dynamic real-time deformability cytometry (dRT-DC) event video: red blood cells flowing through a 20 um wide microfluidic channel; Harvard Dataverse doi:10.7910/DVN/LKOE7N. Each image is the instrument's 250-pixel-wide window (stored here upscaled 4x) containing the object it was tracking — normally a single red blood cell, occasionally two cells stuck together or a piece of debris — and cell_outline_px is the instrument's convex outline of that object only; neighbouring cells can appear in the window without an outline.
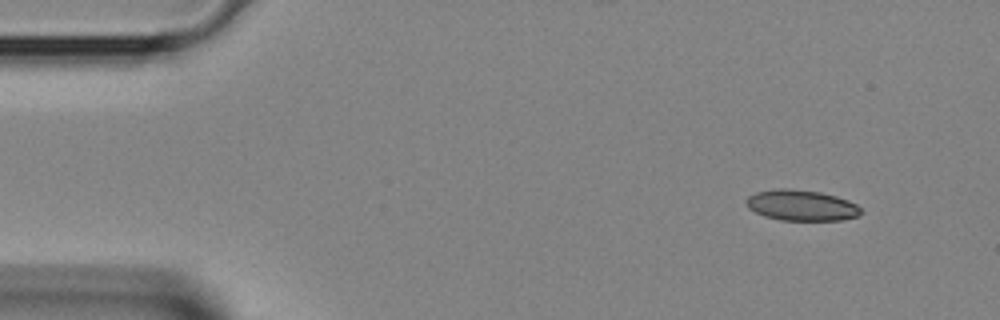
{"species": "Egyptian fruit bat (a non-hibernating species)", "species_latin": "Rousettus aegyptiacus", "temperature_condition": "room temperature", "stored_images_in_passage": 38, "segment_of_instrument_passage": [1, 2], "camera_frame_rate_fps": 3000, "um_per_image_px": 0.085, "animal": {"sex": "female"}, "frame": {"image": 1, "passage_image": 1, "time_ms": 0.0, "image_size_px": [1000, 320], "cell_outline_px": [[864, 212], [856, 216], [840, 220], [780, 220], [764, 216], [748, 208], [744, 200], [748, 196], [756, 192], [776, 188], [788, 188], [820, 192], [836, 196], [848, 200], [856, 204]], "centroid_in_image_um": [68.09, 17.44], "position_along_channel_um": 16.9, "area_um2": 20.63}}
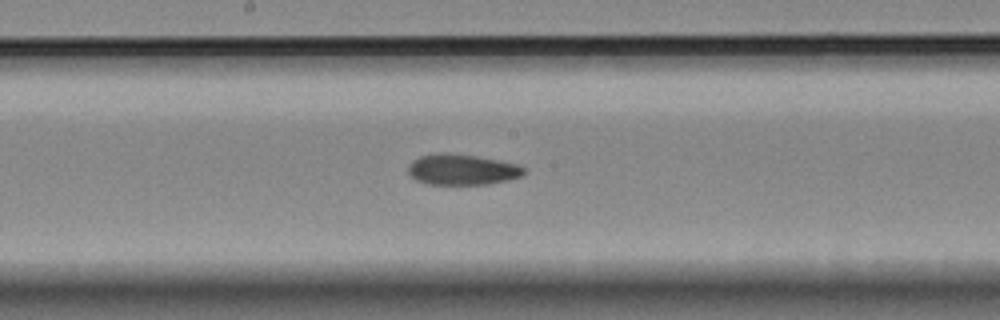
{"frame": {"image": 2, "passage_image": 18, "time_ms": 5.667, "image_size_px": [1000, 320], "cell_outline_px": [[524, 176], [508, 180], [488, 184], [428, 184], [416, 180], [408, 172], [408, 164], [412, 160], [420, 156], [432, 152], [440, 152], [476, 156], [520, 164], [524, 168]], "centroid_in_image_um": [39.27, 14.4], "position_along_channel_um": 208.9, "area_um2": 20.92}}
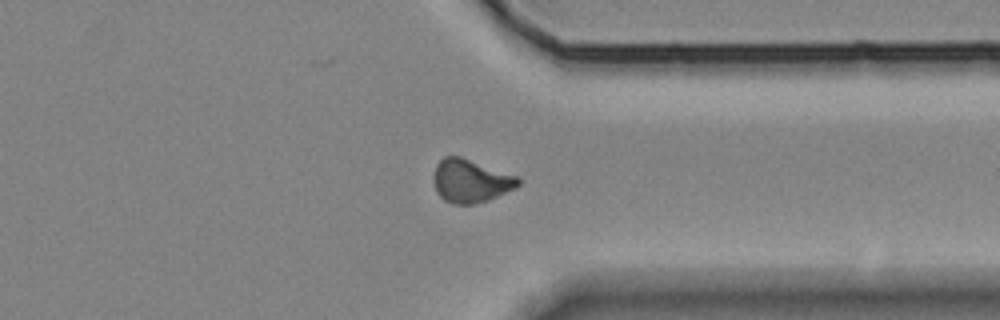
{"frame": {"image": 3, "passage_image": 28, "time_ms": 9.0, "image_size_px": [1000, 320], "cell_outline_px": [[520, 184], [516, 188], [488, 200], [472, 204], [452, 204], [444, 200], [436, 192], [432, 180], [432, 176], [436, 164], [444, 156], [460, 156], [520, 176]], "centroid_in_image_um": [40.0, 15.37], "position_along_channel_um": 371.4, "area_um2": 21.68}}